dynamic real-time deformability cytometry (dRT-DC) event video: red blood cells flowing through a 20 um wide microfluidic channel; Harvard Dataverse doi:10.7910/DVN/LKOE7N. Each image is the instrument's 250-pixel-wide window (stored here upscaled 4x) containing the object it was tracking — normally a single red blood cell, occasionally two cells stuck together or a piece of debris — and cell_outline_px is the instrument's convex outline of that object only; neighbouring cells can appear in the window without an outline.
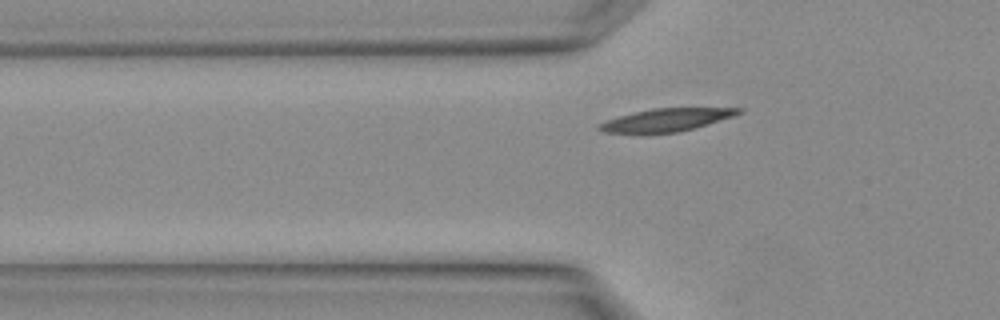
{"species": "Egyptian fruit bat (a non-hibernating species)", "species_latin": "Rousettus aegyptiacus", "temperature_condition": "warm", "stored_images_in_passage": 5, "segment_of_instrument_passage": [2, 2], "camera_frame_rate_fps": 3000, "um_per_image_px": 0.085, "animal": {"sex": "female"}, "frame": {"image": 1, "passage_image": 5, "time_ms": 1.333, "image_size_px": [1000, 320], "cell_outline_px": [[744, 112], [732, 116], [680, 132], [648, 136], [640, 136], [600, 132], [596, 128], [596, 124], [604, 120], [652, 108], [744, 108]], "centroid_in_image_um": [56.46, 10.25], "position_along_channel_um": 69.3, "area_um2": 19.42}}